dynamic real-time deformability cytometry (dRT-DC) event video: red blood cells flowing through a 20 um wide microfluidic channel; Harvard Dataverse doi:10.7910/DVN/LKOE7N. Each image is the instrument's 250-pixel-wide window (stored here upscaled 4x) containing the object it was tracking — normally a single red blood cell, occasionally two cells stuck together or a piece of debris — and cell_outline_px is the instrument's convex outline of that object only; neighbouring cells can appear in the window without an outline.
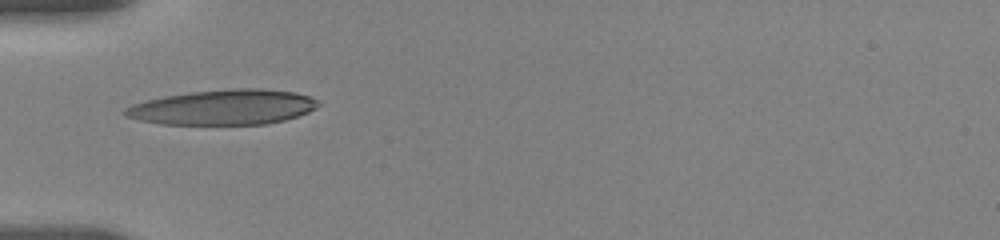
{"species": "human", "species_latin": "Homo sapiens", "temperature_condition": "room temperature", "stored_images_in_passage": 19, "camera_frame_rate_fps": 3000, "um_per_image_px": 0.085, "donor": {"sex": "female"}, "frame": {"image": 1, "passage_image": 1, "time_ms": 0.0, "image_size_px": [1000, 240], "cell_outline_px": [[320, 104], [316, 108], [308, 112], [284, 120], [268, 124], [160, 124], [140, 120], [128, 116], [124, 112], [124, 108], [132, 104], [164, 96], [192, 92], [236, 88], [264, 88], [292, 92], [308, 96], [316, 100]], "centroid_in_image_um": [18.99, 9.11], "position_along_channel_um": 66.0, "area_um2": 39.19}}
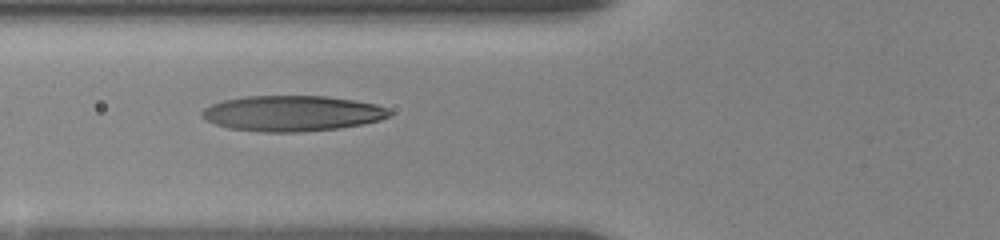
{"frame": {"image": 2, "passage_image": 7, "time_ms": 1.0, "image_size_px": [1000, 240], "cell_outline_px": [[392, 116], [380, 120], [360, 124], [336, 128], [296, 132], [264, 132], [232, 128], [216, 124], [208, 120], [200, 112], [204, 108], [212, 104], [224, 100], [244, 96], [324, 96], [352, 100], [376, 104], [388, 108], [392, 112]], "centroid_in_image_um": [24.86, 9.63], "position_along_channel_um": 100.9, "area_um2": 38.49}}
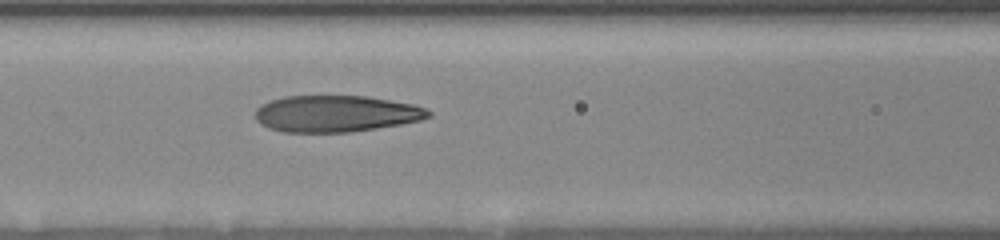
{"frame": {"image": 3, "passage_image": 14, "time_ms": 2.0, "image_size_px": [1000, 240], "cell_outline_px": [[432, 116], [420, 120], [400, 124], [352, 132], [284, 132], [268, 128], [260, 124], [256, 120], [256, 108], [272, 100], [284, 96], [368, 96], [412, 104], [424, 108], [432, 112]], "centroid_in_image_um": [28.56, 9.66], "position_along_channel_um": 138.0, "area_um2": 36.82}}